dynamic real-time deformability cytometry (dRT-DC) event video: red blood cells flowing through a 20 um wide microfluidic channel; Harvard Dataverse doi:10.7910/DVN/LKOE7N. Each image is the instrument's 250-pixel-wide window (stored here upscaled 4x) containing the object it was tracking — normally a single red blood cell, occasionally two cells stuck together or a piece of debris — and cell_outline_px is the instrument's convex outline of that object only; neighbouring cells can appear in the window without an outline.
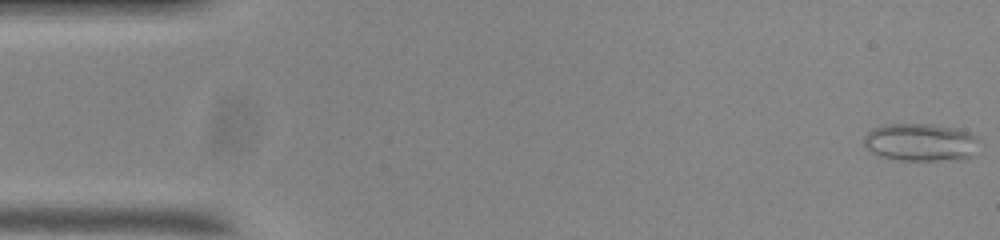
{"species": "common noctule bat (a hibernating species)", "species_latin": "Nyctalus noctula", "temperature_condition": "room temperature", "stored_images_in_passage": 54, "camera_frame_rate_fps": 3000, "um_per_image_px": 0.085, "animal": {"sex": "male", "body_mass_g": 20.0, "forearm_length_mm": 53.3}, "frame": {"image": 1, "passage_image": 1, "time_ms": 0.0, "image_size_px": [1000, 240], "cell_outline_px": [[980, 140], [972, 156], [956, 160], [900, 160], [880, 156], [872, 152], [864, 144], [864, 136], [872, 128], [884, 124], [932, 124], [956, 128], [968, 132], [976, 136]], "centroid_in_image_um": [78.26, 12.09], "position_along_channel_um": 6.7, "area_um2": 25.43}}
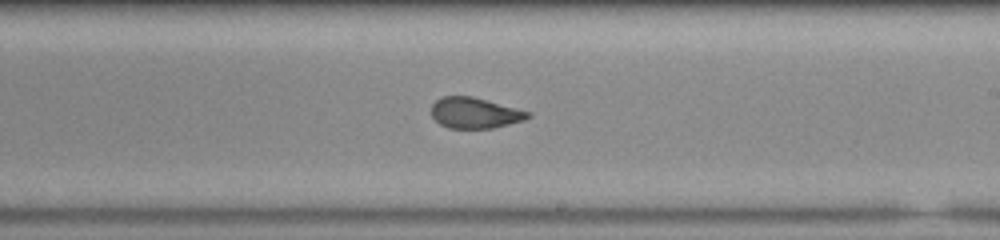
{"frame": {"image": 2, "passage_image": 31, "time_ms": 10.0, "image_size_px": [1000, 240], "cell_outline_px": [[532, 116], [524, 120], [492, 128], [448, 128], [440, 124], [432, 116], [432, 104], [440, 96], [472, 96], [532, 112]], "centroid_in_image_um": [40.37, 9.59], "position_along_channel_um": 248.6, "area_um2": 17.34}}
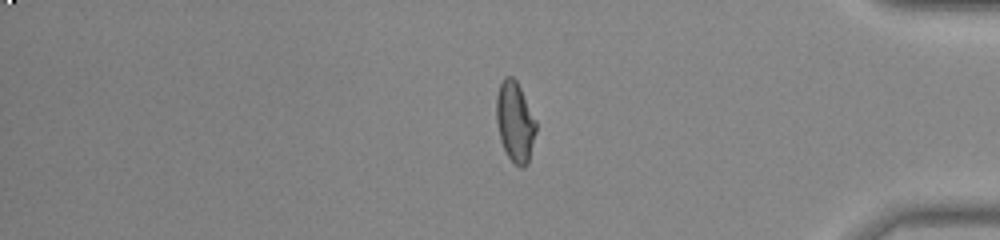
{"frame": {"image": 3, "passage_image": 45, "time_ms": 14.667, "image_size_px": [1000, 240], "cell_outline_px": [[536, 132], [528, 164], [524, 168], [520, 168], [508, 156], [500, 140], [496, 120], [496, 96], [500, 84], [504, 76], [512, 76], [516, 80], [536, 120]], "centroid_in_image_um": [43.77, 10.36], "position_along_channel_um": 391.4, "area_um2": 18.55}, "authors_computed_cell_mechanics": {"area_um2": 18.6116, "velocity_mm_per_s": 3.7073, "shape_relaxation_time_tau1_ms": null, "shape_relaxation_time_tau2_ms": 1.0846, "deformation_change_tau1": null, "deformation_change_tau2": 0.0624}}